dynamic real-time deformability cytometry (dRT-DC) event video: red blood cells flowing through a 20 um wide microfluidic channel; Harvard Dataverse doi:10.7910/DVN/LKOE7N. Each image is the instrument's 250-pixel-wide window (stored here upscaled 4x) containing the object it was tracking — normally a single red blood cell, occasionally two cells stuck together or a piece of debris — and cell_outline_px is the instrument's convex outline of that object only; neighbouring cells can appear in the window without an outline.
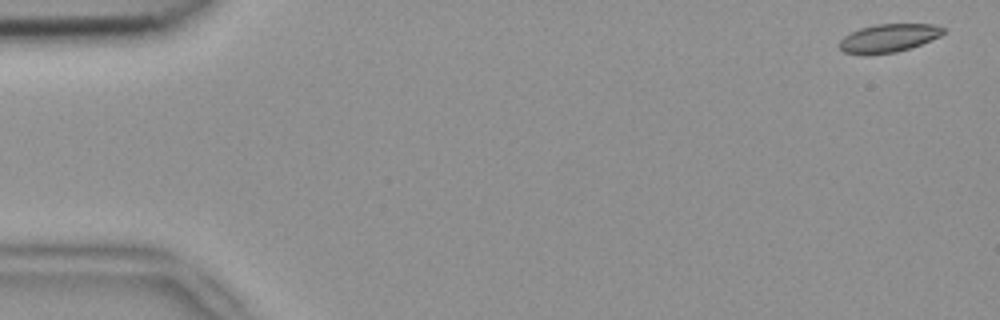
{"species": "common noctule bat (a hibernating species)", "species_latin": "Nyctalus noctula", "temperature_condition": "room temperature", "stored_images_in_passage": 4, "camera_frame_rate_fps": 3000, "um_per_image_px": 0.085, "animal": {"sex": "female", "body_mass_g": 18.4}, "frame": {"image": 1, "passage_image": 1, "time_ms": 0.0, "image_size_px": [1000, 320], "cell_outline_px": [[944, 32], [940, 36], [920, 44], [896, 52], [844, 52], [840, 48], [840, 40], [844, 36], [860, 28], [876, 24], [932, 24], [944, 28]], "centroid_in_image_um": [75.57, 3.19], "position_along_channel_um": 9.4, "area_um2": 16.3}}
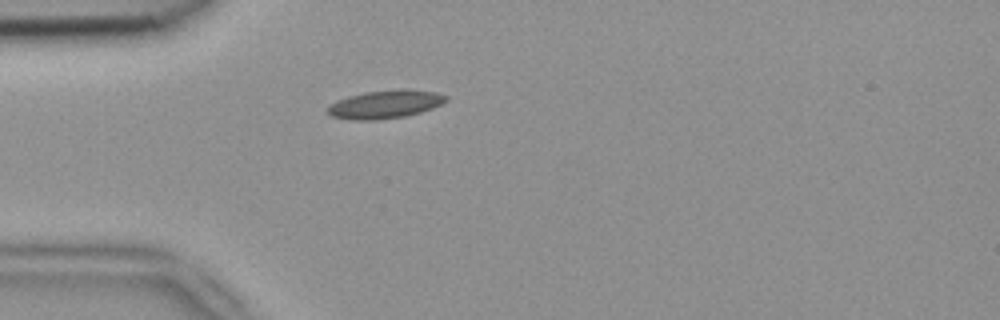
{"frame": {"image": 2, "passage_image": 4, "time_ms": 1.0, "image_size_px": [1000, 320], "cell_outline_px": [[448, 100], [432, 108], [420, 112], [404, 116], [376, 120], [352, 120], [332, 116], [328, 112], [328, 104], [336, 100], [348, 96], [364, 92], [436, 92], [448, 96]], "centroid_in_image_um": [32.65, 8.91], "position_along_channel_um": 52.3, "area_um2": 18.5}}